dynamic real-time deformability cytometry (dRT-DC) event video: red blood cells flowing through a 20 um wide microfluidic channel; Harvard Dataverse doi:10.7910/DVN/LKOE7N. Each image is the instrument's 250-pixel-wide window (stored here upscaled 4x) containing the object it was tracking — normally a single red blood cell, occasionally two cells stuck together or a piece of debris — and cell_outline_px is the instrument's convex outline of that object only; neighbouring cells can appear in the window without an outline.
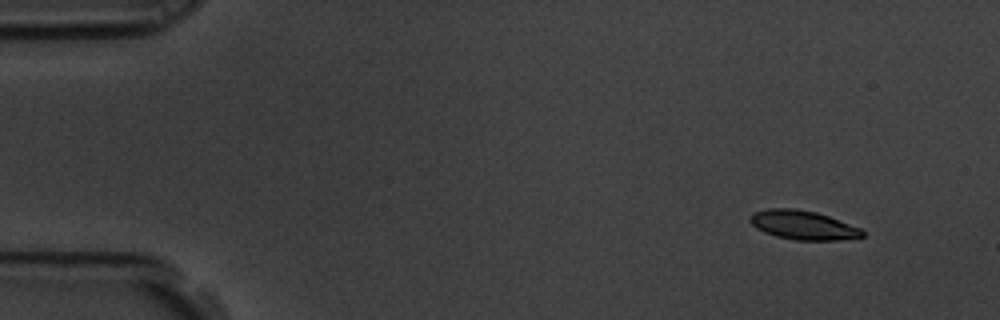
{"species": "common noctule bat (a hibernating species)", "species_latin": "Nyctalus noctula", "temperature_condition": "room temperature", "stored_images_in_passage": 10, "camera_frame_rate_fps": 3000, "um_per_image_px": 0.085, "animal": {"sex": "male", "body_mass_g": 19.5, "forearm_length_mm": 54.6}, "frame": {"image": 1, "passage_image": 1, "time_ms": 0.0, "image_size_px": [1000, 320], "cell_outline_px": [[864, 236], [840, 240], [796, 240], [776, 236], [764, 232], [756, 228], [748, 220], [756, 212], [768, 208], [796, 208], [816, 212], [828, 216], [860, 228], [864, 232]], "centroid_in_image_um": [68.25, 19.13], "position_along_channel_um": 16.7, "area_um2": 18.84}}
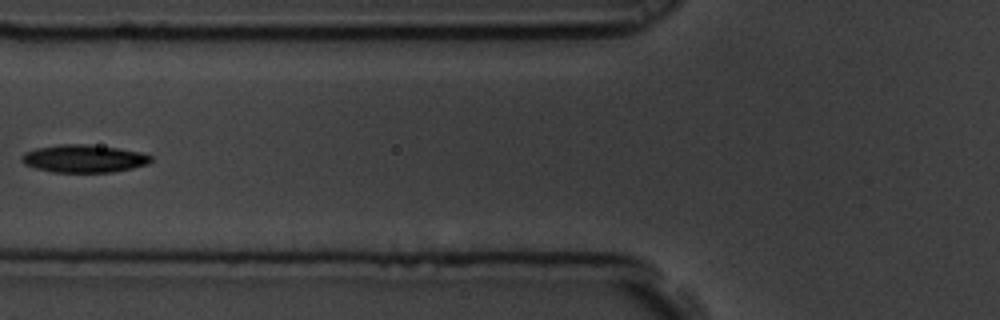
{"frame": {"image": 2, "passage_image": 6, "time_ms": 1.667, "image_size_px": [1000, 320], "cell_outline_px": [[152, 160], [148, 164], [132, 168], [112, 172], [52, 172], [36, 168], [24, 164], [20, 160], [20, 156], [24, 152], [36, 148], [60, 144], [88, 144], [116, 148], [140, 152], [152, 156]], "centroid_in_image_um": [7.1, 13.48], "position_along_channel_um": 118.7, "area_um2": 20.92}}
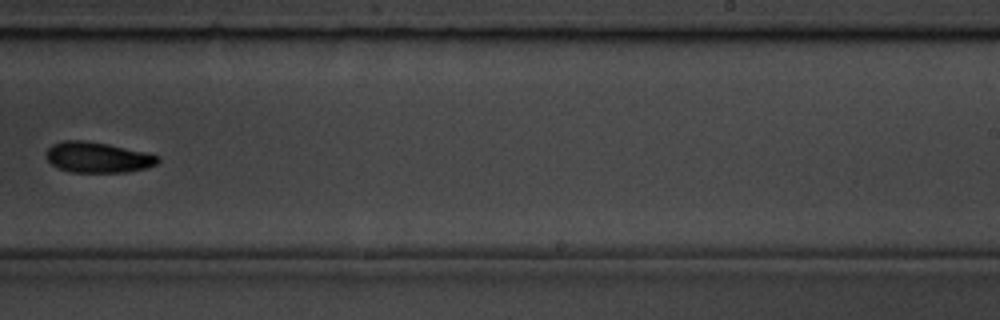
{"frame": {"image": 3, "passage_image": 10, "time_ms": 3.0, "image_size_px": [1000, 320], "cell_outline_px": [[160, 160], [156, 164], [148, 168], [128, 172], [72, 172], [60, 168], [52, 164], [44, 156], [44, 152], [52, 144], [64, 140], [88, 140], [108, 144], [144, 152], [160, 156]], "centroid_in_image_um": [8.29, 13.37], "position_along_channel_um": 280.7, "area_um2": 20.06}}